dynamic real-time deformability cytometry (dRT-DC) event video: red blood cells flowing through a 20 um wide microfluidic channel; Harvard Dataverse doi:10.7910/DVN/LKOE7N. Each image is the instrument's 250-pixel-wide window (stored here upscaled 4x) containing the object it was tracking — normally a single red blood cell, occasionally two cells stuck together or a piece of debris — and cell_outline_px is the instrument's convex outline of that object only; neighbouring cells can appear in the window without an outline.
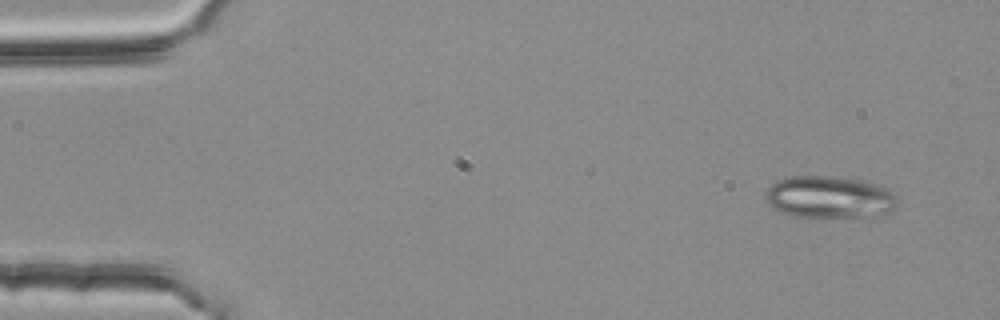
{"species": "common noctule bat (a hibernating species)", "species_latin": "Nyctalus noctula", "temperature_condition": "room temperature", "stored_images_in_passage": 4, "camera_frame_rate_fps": 3000, "um_per_image_px": 0.085, "animal": {"sex": "female", "body_mass_g": 25.1}, "frame": {"image": 1, "passage_image": 1, "time_ms": 0.0, "image_size_px": [1000, 320], "cell_outline_px": [[900, 200], [892, 208], [876, 216], [796, 216], [784, 212], [768, 204], [764, 196], [764, 192], [776, 180], [792, 176], [828, 176], [864, 180], [880, 184], [888, 188]], "centroid_in_image_um": [70.51, 16.72], "position_along_channel_um": 14.5, "area_um2": 32.14}}